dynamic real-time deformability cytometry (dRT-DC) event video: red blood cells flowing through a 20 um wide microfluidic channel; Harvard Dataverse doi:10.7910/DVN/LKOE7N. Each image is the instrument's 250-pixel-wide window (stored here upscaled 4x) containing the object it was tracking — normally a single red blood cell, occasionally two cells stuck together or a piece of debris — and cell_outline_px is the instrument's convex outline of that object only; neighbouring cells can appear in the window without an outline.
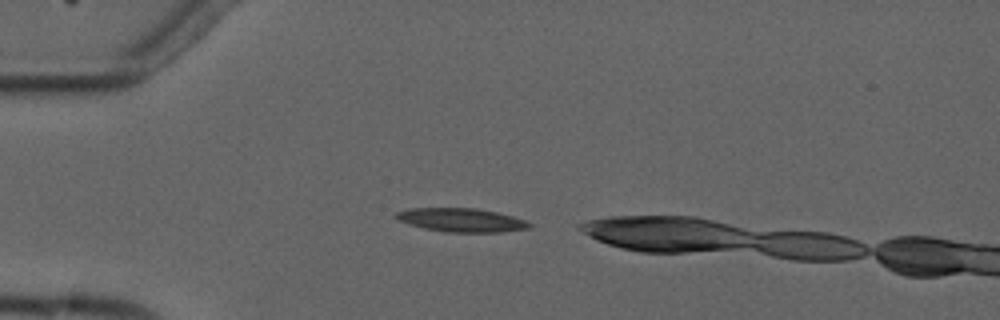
{"species": "common noctule bat (a hibernating species)", "species_latin": "Nyctalus noctula", "temperature_condition": "cold", "stored_images_in_passage": 2, "camera_frame_rate_fps": 3000, "um_per_image_px": 0.085, "animal": {"sex": "male", "forearm_length_mm": 52.5}, "frame": {"image": 1, "passage_image": 1, "time_ms": 0.0, "image_size_px": [1000, 320], "cell_outline_px": [[532, 228], [500, 232], [444, 232], [424, 228], [408, 224], [392, 216], [396, 212], [408, 208], [476, 208], [496, 212], [512, 216], [524, 220], [532, 224]], "centroid_in_image_um": [39.2, 18.7], "position_along_channel_um": 45.8, "area_um2": 18.44}}